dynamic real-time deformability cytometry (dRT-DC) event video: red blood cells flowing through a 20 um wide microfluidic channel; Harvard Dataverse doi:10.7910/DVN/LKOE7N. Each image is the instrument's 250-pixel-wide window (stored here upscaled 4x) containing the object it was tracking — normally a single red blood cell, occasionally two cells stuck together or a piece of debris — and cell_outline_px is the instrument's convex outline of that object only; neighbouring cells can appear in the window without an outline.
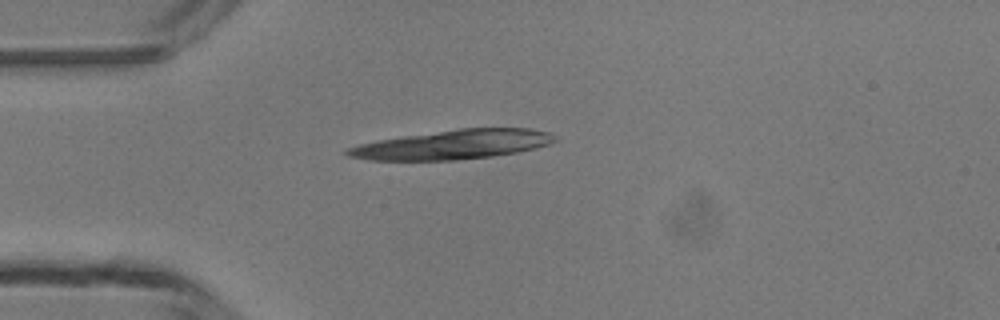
{"species": "common noctule bat (a hibernating species)", "species_latin": "Nyctalus noctula", "temperature_condition": "room temperature", "stored_images_in_passage": 2, "camera_frame_rate_fps": 3000, "um_per_image_px": 0.085, "animal": {"sex": "male", "body_mass_g": 13.3}, "frame": {"image": 1, "passage_image": 2, "time_ms": 1.0, "image_size_px": [1000, 320], "cell_outline_px": [[556, 140], [548, 144], [516, 152], [492, 156], [456, 160], [372, 160], [348, 156], [344, 152], [348, 148], [360, 144], [380, 140], [404, 136], [460, 128], [528, 128], [548, 132], [556, 136]], "centroid_in_image_um": [38.5, 12.29], "position_along_channel_um": 46.5, "area_um2": 34.91}}